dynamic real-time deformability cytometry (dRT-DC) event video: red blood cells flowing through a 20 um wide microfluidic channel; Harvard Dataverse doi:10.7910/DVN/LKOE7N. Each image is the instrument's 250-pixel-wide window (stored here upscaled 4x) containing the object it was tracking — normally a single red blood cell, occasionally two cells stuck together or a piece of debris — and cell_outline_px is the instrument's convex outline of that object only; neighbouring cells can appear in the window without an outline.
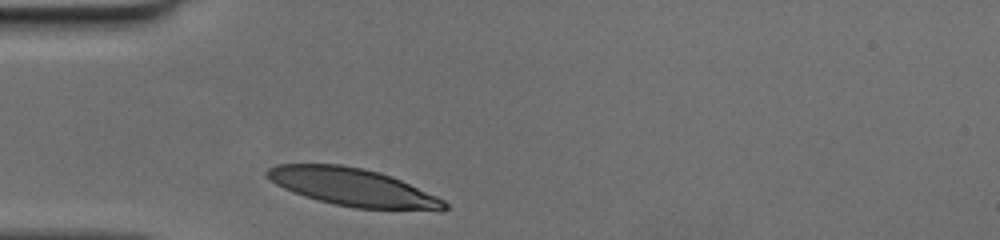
{"species": "human", "species_latin": "Homo sapiens", "temperature_condition": "cold", "stored_images_in_passage": 25, "camera_frame_rate_fps": 3000, "um_per_image_px": 0.085, "donor": {"sex": "female"}, "frame": {"image": 1, "passage_image": 1, "time_ms": 0.0, "image_size_px": [1000, 240], "cell_outline_px": [[448, 208], [440, 212], [356, 208], [336, 204], [304, 196], [292, 192], [276, 184], [264, 176], [264, 172], [268, 168], [276, 164], [340, 164], [364, 168], [380, 172], [392, 176], [436, 196], [444, 200], [448, 204]], "centroid_in_image_um": [30.04, 15.92], "position_along_channel_um": 55.0, "area_um2": 39.48}}
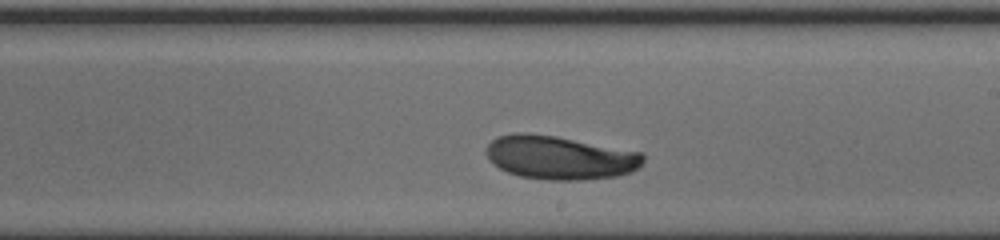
{"frame": {"image": 2, "passage_image": 15, "time_ms": 4.667, "image_size_px": [1000, 240], "cell_outline_px": [[644, 160], [640, 168], [632, 172], [616, 176], [584, 180], [548, 180], [520, 176], [508, 172], [492, 164], [488, 156], [488, 144], [496, 136], [512, 132], [528, 132], [556, 136], [640, 152], [644, 156]], "centroid_in_image_um": [47.58, 13.39], "position_along_channel_um": 241.4, "area_um2": 40.0}}
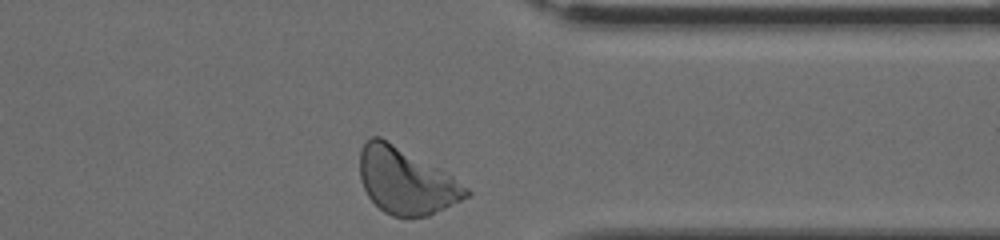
{"frame": {"image": 3, "passage_image": 25, "time_ms": 8.0, "image_size_px": [1000, 240], "cell_outline_px": [[472, 192], [468, 196], [428, 216], [392, 216], [384, 212], [368, 196], [360, 180], [360, 148], [372, 136], [380, 136], [452, 176], [468, 188]], "centroid_in_image_um": [34.48, 15.38], "position_along_channel_um": 376.9, "area_um2": 40.29}}